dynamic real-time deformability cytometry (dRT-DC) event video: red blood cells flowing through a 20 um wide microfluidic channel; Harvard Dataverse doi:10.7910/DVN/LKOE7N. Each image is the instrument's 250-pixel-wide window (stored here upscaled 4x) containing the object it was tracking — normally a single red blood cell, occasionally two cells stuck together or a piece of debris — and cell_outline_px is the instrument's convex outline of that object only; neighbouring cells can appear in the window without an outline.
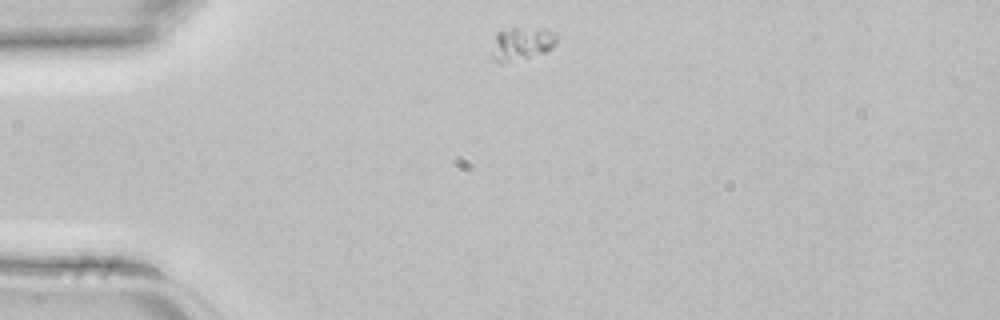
{"species": "common noctule bat (a hibernating species)", "species_latin": "Nyctalus noctula", "temperature_condition": "room temperature", "stored_images_in_passage": 2, "camera_frame_rate_fps": 3000, "um_per_image_px": 0.085, "animal": {"sex": "female", "body_mass_g": 22.7, "forearm_length_mm": 54.2}, "frame": {"image": 1, "passage_image": 1, "time_ms": 0.0, "image_size_px": [1000, 320], "cell_outline_px": [[560, 36], [556, 44], [552, 48], [544, 52], [500, 64], [492, 56], [492, 52], [496, 32], [500, 28], [544, 28], [556, 32]], "centroid_in_image_um": [44.38, 3.66], "position_along_channel_um": 40.6, "area_um2": 12.72}}